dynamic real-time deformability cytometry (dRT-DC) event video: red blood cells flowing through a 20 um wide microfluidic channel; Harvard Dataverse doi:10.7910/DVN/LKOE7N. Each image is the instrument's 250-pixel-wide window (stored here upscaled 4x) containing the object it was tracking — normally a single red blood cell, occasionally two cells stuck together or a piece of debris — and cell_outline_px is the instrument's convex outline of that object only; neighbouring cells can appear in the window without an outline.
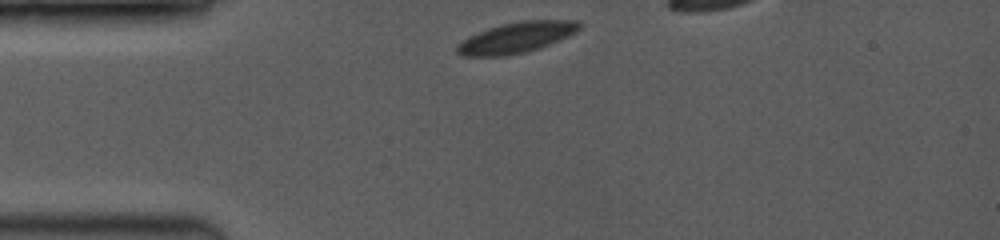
{"species": "common noctule bat (a hibernating species)", "species_latin": "Nyctalus noctula", "temperature_condition": "room temperature", "stored_images_in_passage": 11, "segment_of_instrument_passage": [1, 2], "camera_frame_rate_fps": 3500, "um_per_image_px": 0.085, "animal": {"sex": "female", "body_mass_g": 19.0, "forearm_length_mm": 53.3}, "frame": {"image": 1, "passage_image": 1, "time_ms": 0.0, "image_size_px": [1000, 240], "cell_outline_px": [[580, 28], [548, 44], [524, 52], [504, 56], [464, 56], [456, 52], [456, 44], [468, 36], [488, 28], [500, 24], [520, 20], [580, 20]], "centroid_in_image_um": [43.8, 3.18], "position_along_channel_um": 41.2, "area_um2": 21.56}}
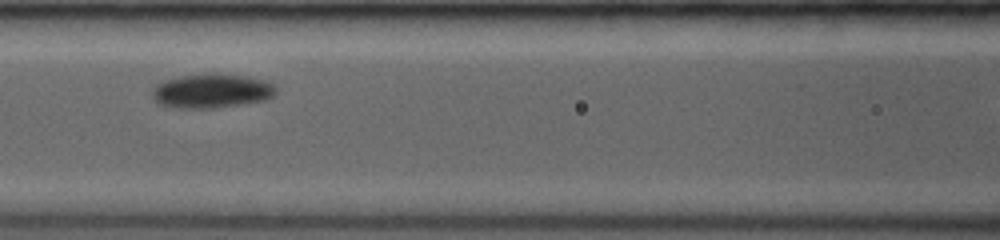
{"frame": {"image": 2, "passage_image": 8, "time_ms": 3.429, "image_size_px": [1000, 240], "cell_outline_px": [[276, 92], [272, 96], [264, 100], [216, 108], [172, 108], [160, 104], [152, 96], [152, 88], [156, 84], [164, 80], [184, 76], [208, 72], [216, 72], [244, 76], [264, 80], [272, 84], [276, 88]], "centroid_in_image_um": [17.96, 7.72], "position_along_channel_um": 148.6, "area_um2": 24.8}}
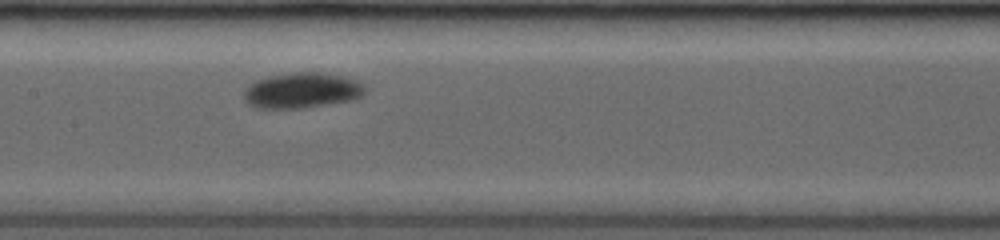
{"frame": {"image": 3, "passage_image": 10, "time_ms": 4.286, "image_size_px": [1000, 240], "cell_outline_px": [[364, 92], [360, 96], [352, 100], [300, 108], [256, 108], [248, 104], [244, 100], [244, 88], [248, 84], [256, 80], [268, 76], [288, 72], [320, 72], [340, 76], [356, 80], [364, 84]], "centroid_in_image_um": [25.6, 7.68], "position_along_channel_um": 181.8, "area_um2": 25.09}}